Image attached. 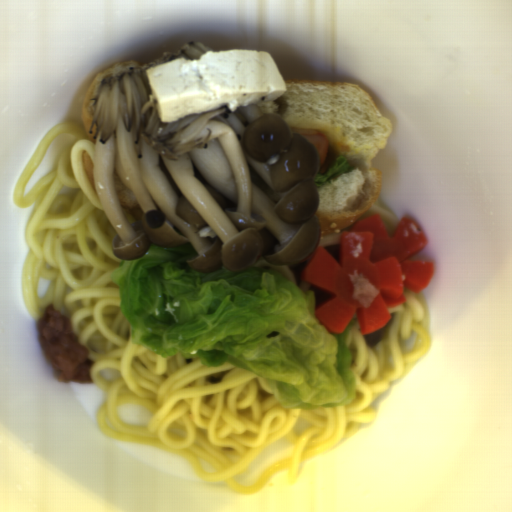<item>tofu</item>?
<instances>
[{
    "mask_svg": "<svg viewBox=\"0 0 512 512\" xmlns=\"http://www.w3.org/2000/svg\"><path fill=\"white\" fill-rule=\"evenodd\" d=\"M161 123L206 110L276 102L286 91L284 78L262 50H212L199 58L177 57L146 68Z\"/></svg>",
    "mask_w": 512,
    "mask_h": 512,
    "instance_id": "obj_1",
    "label": "tofu"
}]
</instances>
